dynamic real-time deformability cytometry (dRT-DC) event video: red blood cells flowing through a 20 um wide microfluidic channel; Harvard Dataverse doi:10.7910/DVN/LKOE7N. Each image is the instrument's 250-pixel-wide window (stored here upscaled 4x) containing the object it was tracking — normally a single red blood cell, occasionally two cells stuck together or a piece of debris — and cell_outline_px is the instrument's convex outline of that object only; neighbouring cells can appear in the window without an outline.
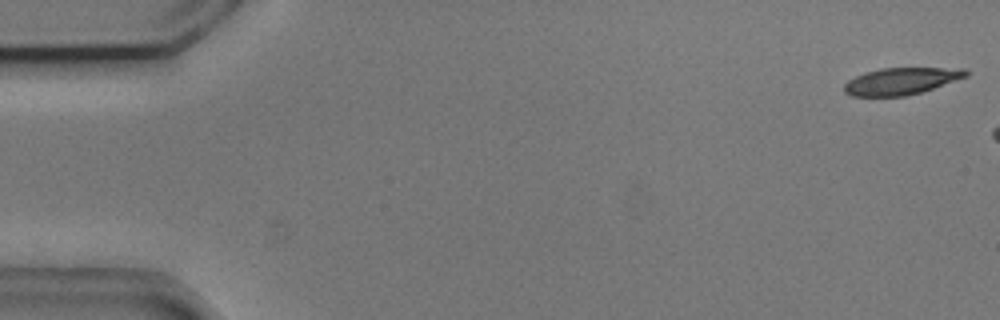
{"species": "common noctule bat (a hibernating species)", "species_latin": "Nyctalus noctula", "temperature_condition": "cold", "stored_images_in_passage": 7, "camera_frame_rate_fps": 3000, "um_per_image_px": 0.085, "animal": {"sex": "male", "body_mass_g": 20.5, "forearm_length_mm": 52.5}, "frame": {"image": 1, "passage_image": 1, "time_ms": 0.0, "image_size_px": [1000, 320], "cell_outline_px": [[968, 76], [920, 92], [904, 96], [852, 96], [844, 92], [844, 84], [848, 80], [864, 72], [880, 68], [964, 68], [968, 72]], "centroid_in_image_um": [76.57, 6.89], "position_along_channel_um": 8.4, "area_um2": 18.96}}